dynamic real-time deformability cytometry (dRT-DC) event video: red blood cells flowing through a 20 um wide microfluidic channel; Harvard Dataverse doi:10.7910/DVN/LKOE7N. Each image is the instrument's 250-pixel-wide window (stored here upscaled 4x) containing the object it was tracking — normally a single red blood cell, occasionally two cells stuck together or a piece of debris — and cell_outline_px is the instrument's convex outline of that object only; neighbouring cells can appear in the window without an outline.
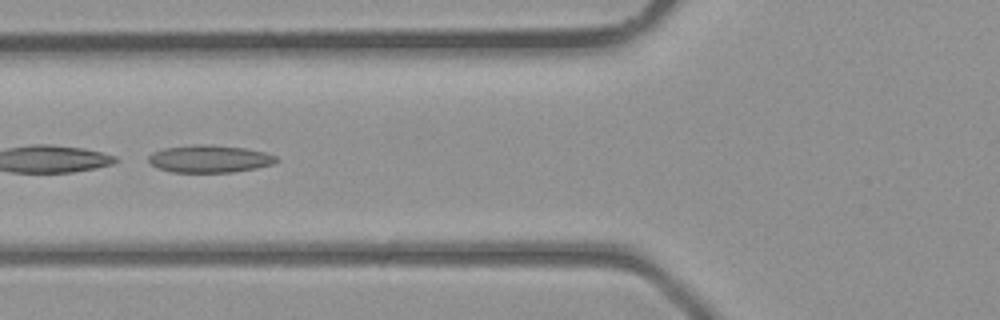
{"species": "common noctule bat (a hibernating species)", "species_latin": "Nyctalus noctula", "temperature_condition": "room temperature", "stored_images_in_passage": 22, "camera_frame_rate_fps": 3000, "um_per_image_px": 0.085, "animal": {"sex": "male", "body_mass_g": 23.1, "forearm_length_mm": 52.7}, "frame": {"image": 1, "passage_image": 3, "time_ms": 0.667, "image_size_px": [1000, 320], "cell_outline_px": [[280, 160], [272, 164], [256, 168], [232, 172], [172, 172], [156, 168], [148, 164], [148, 156], [152, 152], [164, 148], [196, 144], [212, 144], [244, 148], [264, 152], [276, 156]], "centroid_in_image_um": [17.77, 13.5], "position_along_channel_um": 108.0, "area_um2": 20.63}}
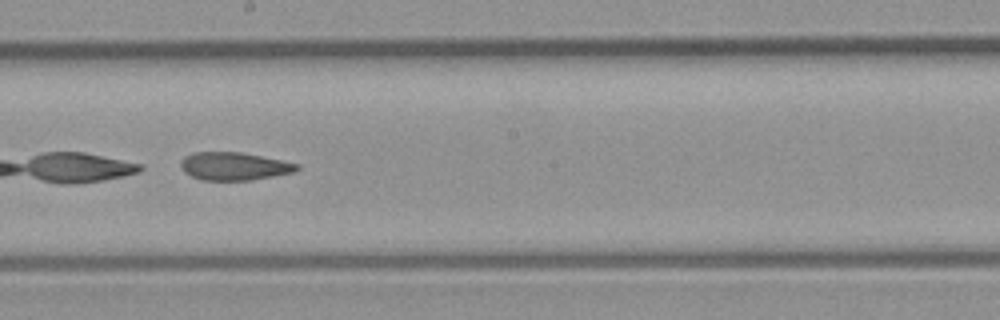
{"frame": {"image": 2, "passage_image": 10, "time_ms": 3.0, "image_size_px": [1000, 320], "cell_outline_px": [[300, 168], [292, 172], [252, 180], [204, 180], [192, 176], [184, 172], [180, 168], [180, 160], [184, 156], [192, 152], [240, 152], [300, 164]], "centroid_in_image_um": [19.85, 14.12], "position_along_channel_um": 228.4, "area_um2": 18.84}}
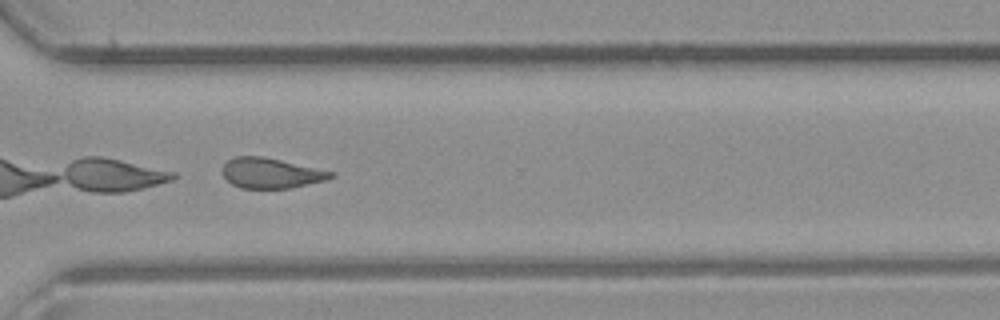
{"frame": {"image": 3, "passage_image": 17, "time_ms": 5.333, "image_size_px": [1000, 320], "cell_outline_px": [[336, 176], [324, 180], [288, 188], [240, 188], [232, 184], [220, 172], [220, 168], [228, 160], [236, 156], [264, 156], [336, 172]], "centroid_in_image_um": [23.01, 14.7], "position_along_channel_um": 347.6, "area_um2": 19.19}}